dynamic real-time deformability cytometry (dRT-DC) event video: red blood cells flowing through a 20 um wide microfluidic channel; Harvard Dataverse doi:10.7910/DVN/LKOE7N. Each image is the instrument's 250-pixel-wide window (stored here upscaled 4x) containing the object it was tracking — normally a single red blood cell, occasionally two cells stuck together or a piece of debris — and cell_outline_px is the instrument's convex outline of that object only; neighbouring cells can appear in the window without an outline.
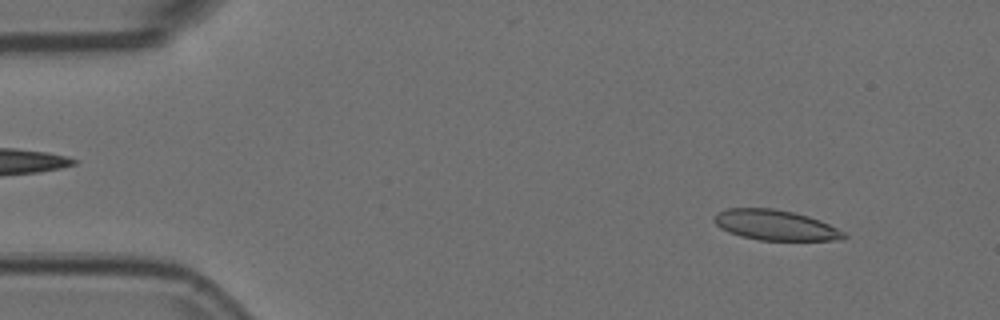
{"species": "Egyptian fruit bat (a non-hibernating species)", "species_latin": "Rousettus aegyptiacus", "temperature_condition": "room temperature", "stored_images_in_passage": 53, "camera_frame_rate_fps": 3000, "um_per_image_px": 0.085, "animal": {"sex": "female"}, "frame": {"image": 1, "passage_image": 5, "time_ms": 1.333, "image_size_px": [1000, 320], "cell_outline_px": [[848, 236], [844, 240], [760, 240], [740, 236], [728, 232], [720, 228], [712, 220], [712, 216], [716, 212], [728, 208], [776, 208], [808, 216], [820, 220], [844, 232]], "centroid_in_image_um": [65.87, 19.13], "position_along_channel_um": 19.1, "area_um2": 23.06}}
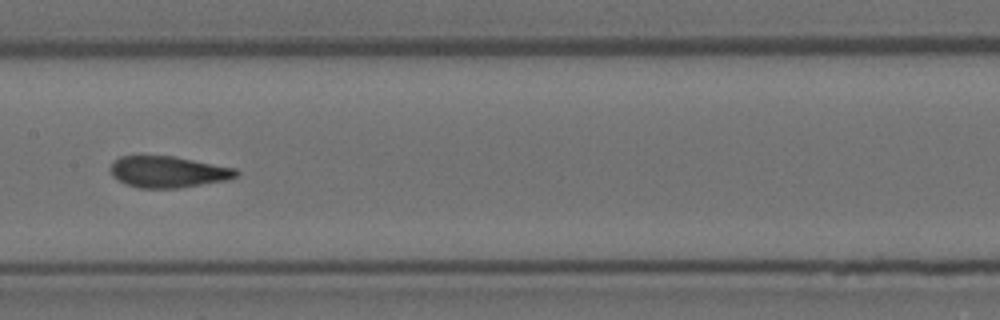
{"frame": {"image": 2, "passage_image": 26, "time_ms": 8.333, "image_size_px": [1000, 320], "cell_outline_px": [[240, 172], [236, 176], [228, 180], [180, 188], [140, 188], [116, 180], [112, 176], [108, 168], [120, 156], [172, 156], [236, 168]], "centroid_in_image_um": [14.28, 14.62], "position_along_channel_um": 193.1, "area_um2": 23.0}}
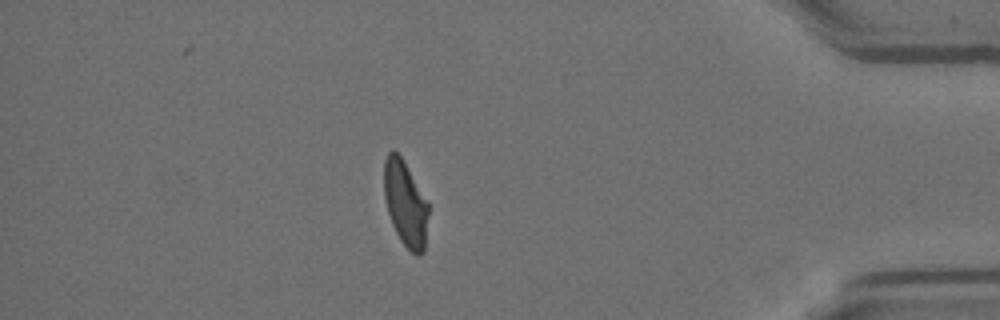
{"frame": {"image": 3, "passage_image": 46, "time_ms": 15.0, "image_size_px": [1000, 320], "cell_outline_px": [[428, 216], [424, 252], [420, 256], [416, 256], [400, 240], [392, 224], [388, 212], [384, 196], [384, 160], [388, 152], [392, 148], [400, 156], [428, 200]], "centroid_in_image_um": [34.46, 17.31], "position_along_channel_um": 400.7, "area_um2": 22.14}, "authors_computed_cell_mechanics": {"area_um2": 23.0622, "velocity_mm_per_s": 3.7545, "shape_relaxation_time_tau1_ms": null, "shape_relaxation_time_tau2_ms": 1.8788, "deformation_change_tau1": null, "deformation_change_tau2": 0.0718}}